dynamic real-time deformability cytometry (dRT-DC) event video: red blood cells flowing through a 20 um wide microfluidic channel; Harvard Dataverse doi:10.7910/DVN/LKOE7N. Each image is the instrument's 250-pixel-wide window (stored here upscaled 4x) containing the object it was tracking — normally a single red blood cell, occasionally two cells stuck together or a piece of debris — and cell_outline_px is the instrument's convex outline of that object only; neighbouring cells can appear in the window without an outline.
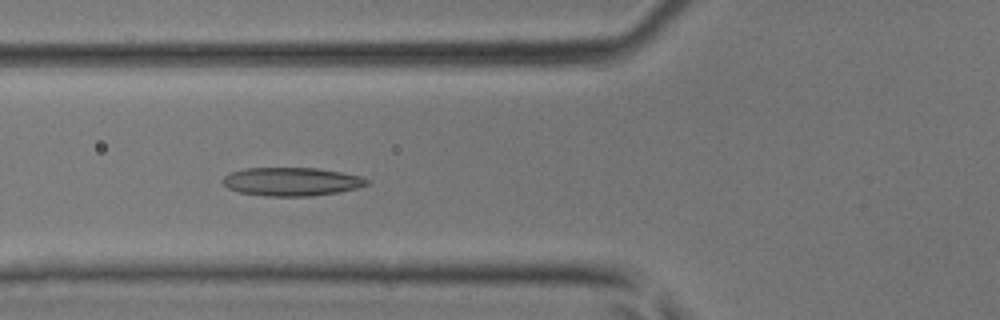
{"species": "common noctule bat (a hibernating species)", "species_latin": "Nyctalus noctula", "temperature_condition": "room temperature", "stored_images_in_passage": 41, "camera_frame_rate_fps": 3000, "um_per_image_px": 0.085, "animal": {"sex": "male", "body_mass_g": 17.9, "forearm_length_mm": 54.2}, "frame": {"image": 1, "passage_image": 17, "time_ms": 5.333, "image_size_px": [1000, 320], "cell_outline_px": [[368, 184], [356, 188], [340, 192], [312, 196], [264, 196], [240, 192], [228, 188], [220, 180], [224, 176], [232, 172], [244, 168], [316, 168], [340, 172], [360, 176], [368, 180]], "centroid_in_image_um": [24.76, 15.44], "position_along_channel_um": 101.0, "area_um2": 23.81}}
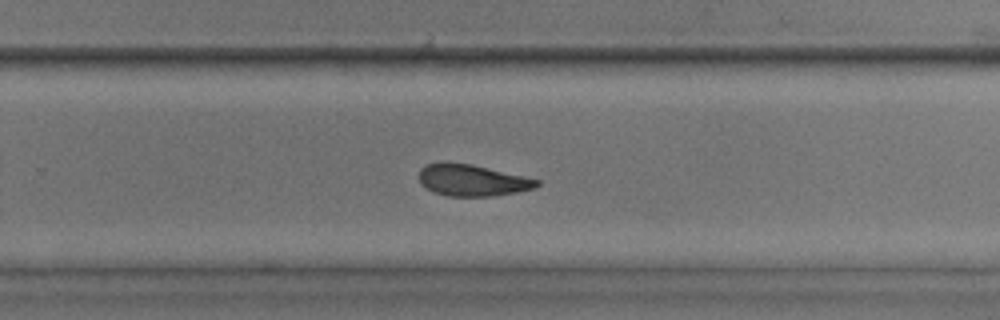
{"frame": {"image": 2, "passage_image": 29, "time_ms": 9.333, "image_size_px": [1000, 320], "cell_outline_px": [[540, 184], [536, 188], [516, 192], [492, 196], [448, 196], [436, 192], [420, 184], [420, 168], [424, 164], [472, 164], [540, 180]], "centroid_in_image_um": [40.18, 15.34], "position_along_channel_um": 289.6, "area_um2": 21.15}}
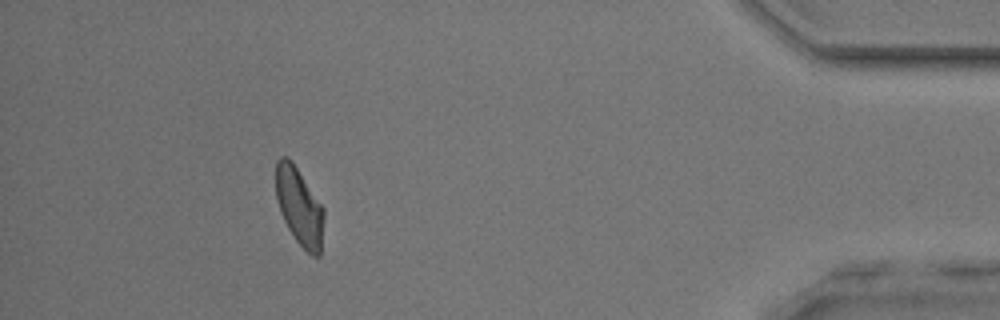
{"frame": {"image": 3, "passage_image": 40, "time_ms": 13.0, "image_size_px": [1000, 320], "cell_outline_px": [[324, 216], [320, 256], [312, 256], [296, 240], [288, 228], [280, 212], [276, 200], [276, 160], [280, 156], [288, 156], [292, 160], [324, 208]], "centroid_in_image_um": [25.43, 17.52], "position_along_channel_um": 409.8, "area_um2": 21.79}}